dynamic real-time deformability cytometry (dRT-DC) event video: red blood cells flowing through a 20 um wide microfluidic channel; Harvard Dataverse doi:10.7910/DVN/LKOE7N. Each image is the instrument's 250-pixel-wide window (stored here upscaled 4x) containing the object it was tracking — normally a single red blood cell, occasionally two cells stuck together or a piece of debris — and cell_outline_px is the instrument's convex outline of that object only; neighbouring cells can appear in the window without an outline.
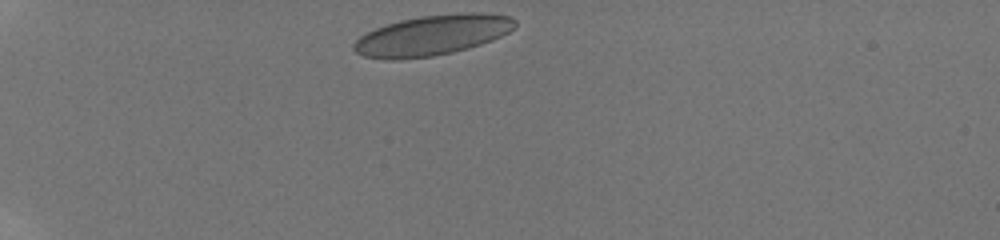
{"species": "human", "species_latin": "Homo sapiens", "temperature_condition": "room temperature", "stored_images_in_passage": 35, "camera_frame_rate_fps": 3000, "um_per_image_px": 0.085, "donor": {"sex": "male"}, "frame": {"image": 1, "passage_image": 1, "time_ms": 0.0, "image_size_px": [1000, 240], "cell_outline_px": [[516, 24], [508, 32], [492, 40], [468, 48], [452, 52], [432, 56], [400, 60], [388, 60], [364, 56], [356, 52], [352, 48], [352, 44], [360, 36], [376, 28], [400, 20], [420, 16], [468, 12], [484, 12], [508, 16], [516, 20]], "centroid_in_image_um": [36.73, 3.0], "position_along_channel_um": 48.3, "area_um2": 37.74}}
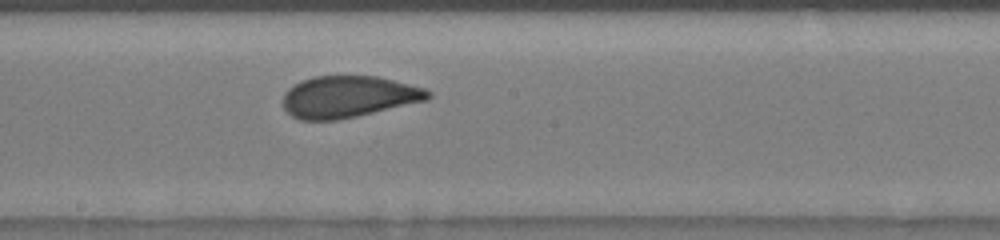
{"frame": {"image": 2, "passage_image": 18, "time_ms": 5.667, "image_size_px": [1000, 240], "cell_outline_px": [[432, 96], [428, 100], [356, 116], [336, 120], [300, 120], [292, 116], [284, 108], [284, 92], [288, 88], [300, 80], [312, 76], [376, 76], [424, 88], [432, 92]], "centroid_in_image_um": [29.6, 8.22], "position_along_channel_um": 218.6, "area_um2": 35.14}}
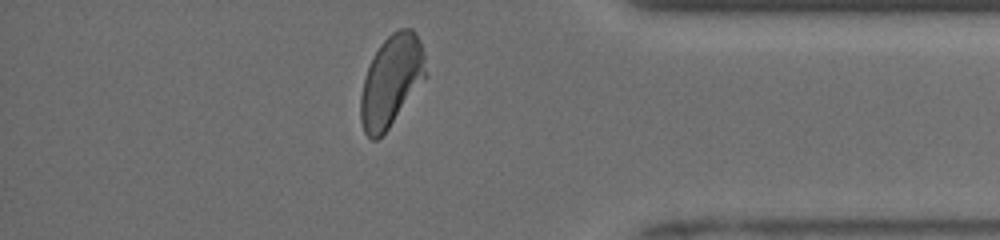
{"frame": {"image": 3, "passage_image": 33, "time_ms": 10.667, "image_size_px": [1000, 240], "cell_outline_px": [[428, 76], [388, 128], [376, 140], [372, 140], [364, 132], [360, 120], [360, 96], [364, 80], [368, 68], [380, 44], [392, 32], [400, 28], [412, 28], [420, 40], [424, 56]], "centroid_in_image_um": [33.27, 6.87], "position_along_channel_um": 401.9, "area_um2": 34.39}, "authors_computed_cell_mechanics": {"area_um2": 35.3736, "velocity_mm_per_s": 3.9373, "shape_relaxation_time_tau1_ms": 6.7437, "shape_relaxation_time_tau2_ms": null, "deformation_change_tau1": 0.1661, "deformation_change_tau2": null}}